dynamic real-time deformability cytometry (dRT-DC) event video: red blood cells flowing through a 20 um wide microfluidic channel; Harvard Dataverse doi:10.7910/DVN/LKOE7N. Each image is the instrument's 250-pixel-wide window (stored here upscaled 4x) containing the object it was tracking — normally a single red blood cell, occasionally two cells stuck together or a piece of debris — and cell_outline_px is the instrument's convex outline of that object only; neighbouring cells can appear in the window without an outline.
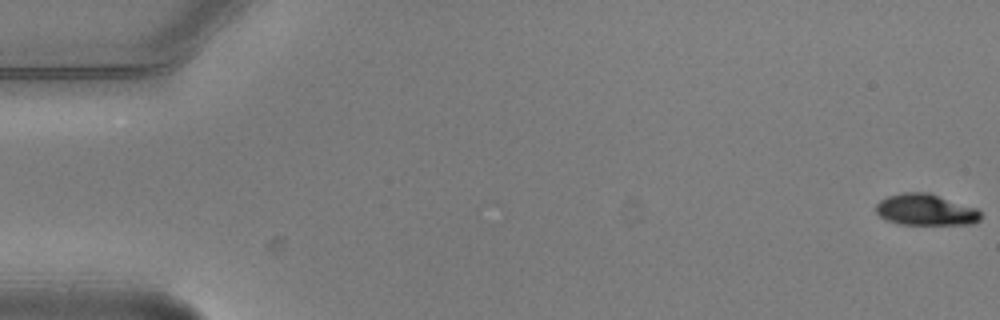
{"species": "common noctule bat (a hibernating species)", "species_latin": "Nyctalus noctula", "temperature_condition": "warm", "stored_images_in_passage": 11, "camera_frame_rate_fps": 3000, "um_per_image_px": 0.085, "animal": {"sex": "male", "body_mass_g": 20.5, "forearm_length_mm": 52.5}, "frame": {"image": 1, "passage_image": 1, "time_ms": 0.0, "image_size_px": [1000, 320], "cell_outline_px": [[980, 220], [972, 224], [900, 224], [888, 220], [880, 216], [876, 212], [876, 204], [880, 200], [888, 196], [904, 192], [928, 192], [976, 208], [980, 212]], "centroid_in_image_um": [78.67, 17.83], "position_along_channel_um": 6.3, "area_um2": 18.96}}
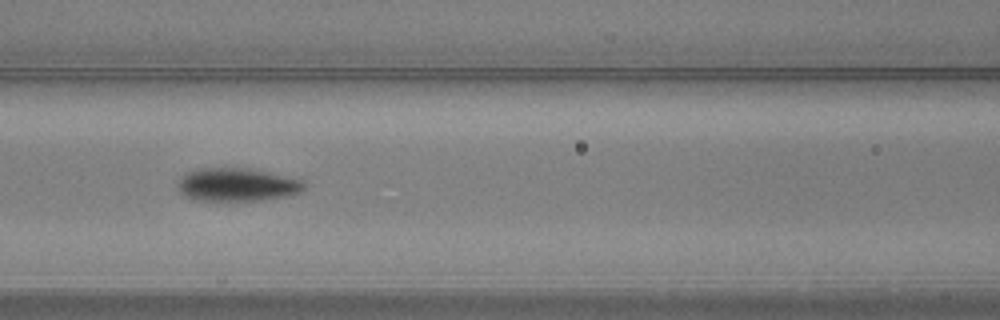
{"frame": {"image": 2, "passage_image": 7, "time_ms": 2.0, "image_size_px": [1000, 320], "cell_outline_px": [[304, 188], [300, 192], [284, 196], [260, 200], [192, 200], [184, 196], [176, 188], [176, 184], [184, 172], [200, 168], [248, 168], [268, 172], [304, 180]], "centroid_in_image_um": [20.07, 15.69], "position_along_channel_um": 146.5, "area_um2": 24.51}}
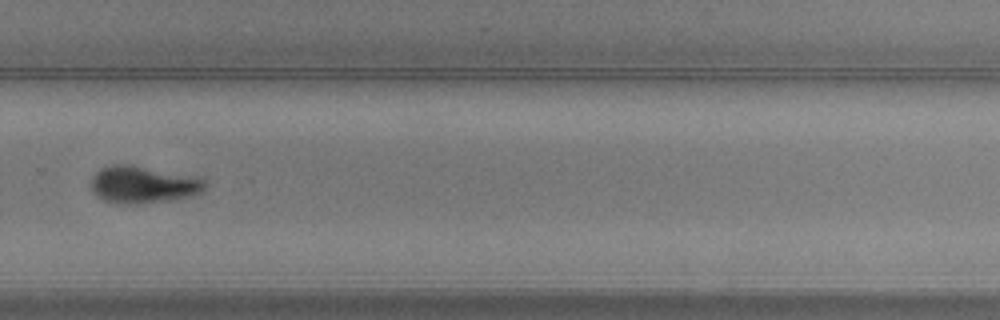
{"frame": {"image": 3, "passage_image": 11, "time_ms": 3.333, "image_size_px": [1000, 320], "cell_outline_px": [[204, 188], [196, 192], [184, 196], [136, 204], [128, 204], [104, 200], [96, 196], [92, 192], [92, 176], [100, 168], [112, 164], [132, 164], [204, 180]], "centroid_in_image_um": [11.99, 15.67], "position_along_channel_um": 317.8, "area_um2": 23.52}}